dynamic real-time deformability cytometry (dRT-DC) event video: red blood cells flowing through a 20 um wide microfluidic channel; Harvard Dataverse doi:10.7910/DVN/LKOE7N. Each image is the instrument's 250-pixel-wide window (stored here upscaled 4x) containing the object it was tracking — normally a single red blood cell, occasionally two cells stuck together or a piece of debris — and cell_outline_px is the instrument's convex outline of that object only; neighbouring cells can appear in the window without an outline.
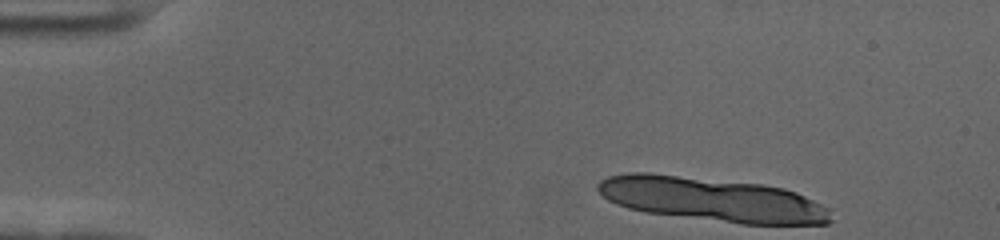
{"species": "human", "species_latin": "Homo sapiens", "temperature_condition": "cold", "stored_images_in_passage": 9, "camera_frame_rate_fps": 3000, "um_per_image_px": 0.085, "donor": {"sex": "female"}, "frame": {"image": 1, "passage_image": 1, "time_ms": 0.0, "image_size_px": [1000, 240], "cell_outline_px": [[832, 220], [828, 224], [740, 224], [644, 212], [628, 208], [616, 204], [608, 200], [596, 188], [596, 184], [600, 180], [608, 176], [628, 172], [648, 172], [760, 184], [784, 188], [796, 192], [832, 208]], "centroid_in_image_um": [60.55, 16.95], "position_along_channel_um": 24.4, "area_um2": 60.34}}